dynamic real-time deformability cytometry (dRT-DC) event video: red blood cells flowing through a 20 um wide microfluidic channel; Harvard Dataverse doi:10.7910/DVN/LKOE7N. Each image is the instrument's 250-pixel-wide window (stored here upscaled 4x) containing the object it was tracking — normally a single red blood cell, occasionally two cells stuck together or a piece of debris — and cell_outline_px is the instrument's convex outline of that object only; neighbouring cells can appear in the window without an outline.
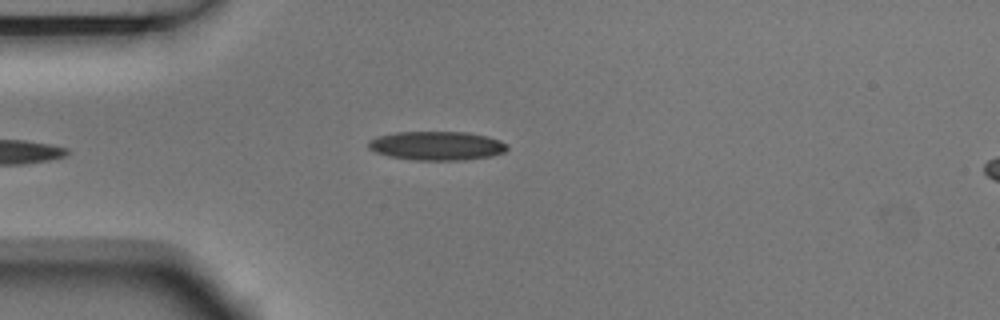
{"species": "Egyptian fruit bat (a non-hibernating species)", "species_latin": "Rousettus aegyptiacus", "temperature_condition": "room temperature", "stored_images_in_passage": 5, "camera_frame_rate_fps": 3000, "um_per_image_px": 0.085, "animal": {"sex": "male"}, "frame": {"image": 1, "passage_image": 4, "time_ms": 1.0, "image_size_px": [1000, 320], "cell_outline_px": [[508, 148], [504, 152], [492, 156], [464, 160], [412, 160], [388, 156], [376, 152], [368, 148], [368, 140], [376, 136], [396, 132], [468, 132], [488, 136], [500, 140], [508, 144]], "centroid_in_image_um": [37.13, 12.39], "position_along_channel_um": 47.9, "area_um2": 23.64}}